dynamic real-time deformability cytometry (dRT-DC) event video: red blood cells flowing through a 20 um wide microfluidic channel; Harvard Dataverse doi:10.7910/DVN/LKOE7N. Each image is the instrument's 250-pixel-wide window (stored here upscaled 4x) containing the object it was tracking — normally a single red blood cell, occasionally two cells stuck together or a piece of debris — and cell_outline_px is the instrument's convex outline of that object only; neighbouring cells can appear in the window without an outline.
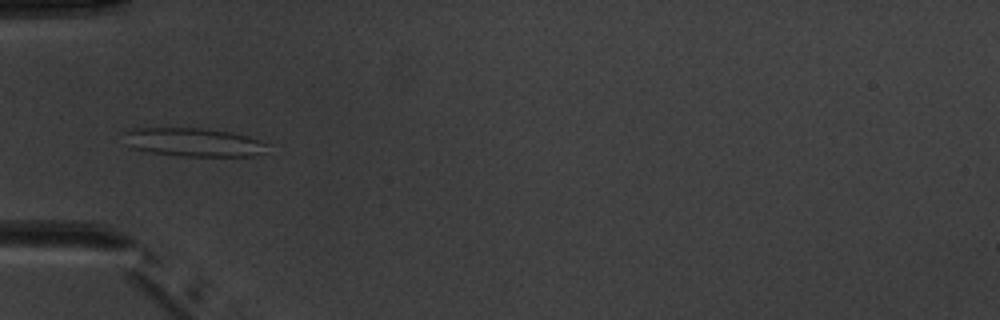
{"species": "common noctule bat (a hibernating species)", "species_latin": "Nyctalus noctula", "temperature_condition": "warm", "stored_images_in_passage": 4, "camera_frame_rate_fps": 3000, "um_per_image_px": 0.085, "animal": {"sex": "male", "body_mass_g": 20.1, "forearm_length_mm": 53.5}, "frame": {"image": 1, "passage_image": 4, "time_ms": 4.333, "image_size_px": [1000, 320], "cell_outline_px": [[272, 144], [264, 152], [256, 156], [184, 156], [152, 152], [132, 148], [120, 132], [132, 128], [204, 128], [232, 132], [248, 136]], "centroid_in_image_um": [16.5, 12.08], "position_along_channel_um": 68.5, "area_um2": 24.1}}